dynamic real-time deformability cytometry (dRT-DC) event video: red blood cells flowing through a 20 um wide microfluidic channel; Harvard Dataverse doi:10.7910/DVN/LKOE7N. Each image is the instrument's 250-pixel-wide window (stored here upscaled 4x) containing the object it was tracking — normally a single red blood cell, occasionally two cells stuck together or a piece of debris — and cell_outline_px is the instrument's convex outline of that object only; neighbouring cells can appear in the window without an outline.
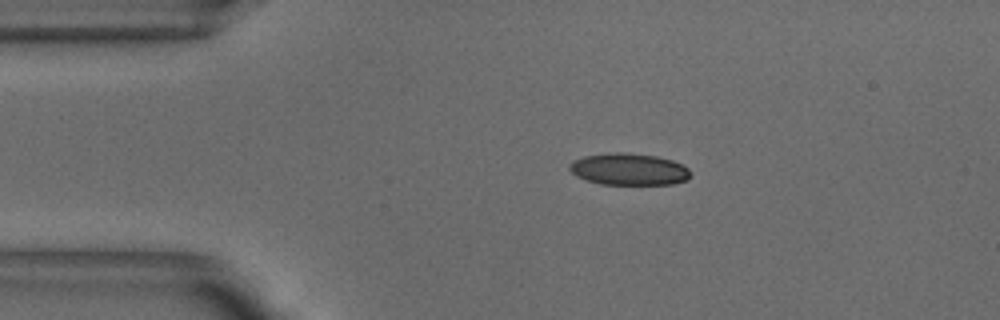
{"species": "common noctule bat (a hibernating species)", "species_latin": "Nyctalus noctula", "temperature_condition": "warm", "stored_images_in_passage": 39, "camera_frame_rate_fps": 3000, "um_per_image_px": 0.085, "animal": {"sex": "male", "body_mass_g": 18.8}, "frame": {"image": 1, "passage_image": 1, "time_ms": 0.0, "image_size_px": [1000, 320], "cell_outline_px": [[692, 176], [688, 180], [672, 184], [600, 184], [576, 176], [568, 168], [568, 164], [572, 160], [584, 156], [608, 152], [624, 152], [656, 156], [672, 160], [688, 168], [692, 172]], "centroid_in_image_um": [53.45, 14.38], "position_along_channel_um": 31.5, "area_um2": 22.66}}
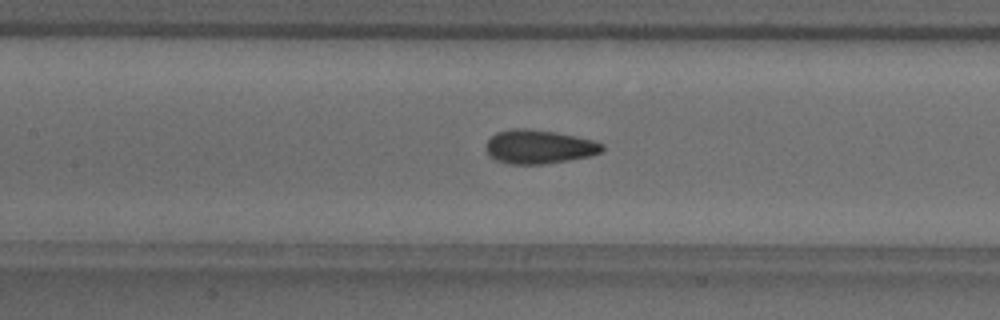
{"frame": {"image": 2, "passage_image": 14, "time_ms": 4.333, "image_size_px": [1000, 320], "cell_outline_px": [[604, 148], [600, 152], [592, 156], [544, 164], [508, 164], [496, 160], [488, 156], [484, 144], [496, 132], [516, 128], [528, 128], [556, 132], [576, 136], [592, 140], [604, 144]], "centroid_in_image_um": [45.79, 12.48], "position_along_channel_um": 161.6, "area_um2": 23.12}}
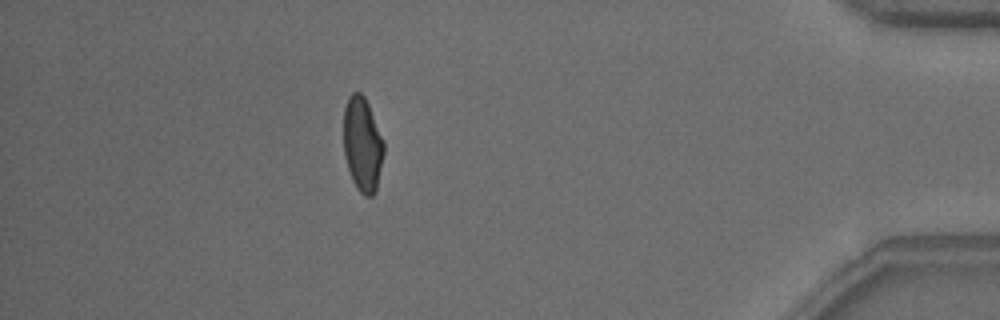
{"frame": {"image": 3, "passage_image": 37, "time_ms": 12.0, "image_size_px": [1000, 320], "cell_outline_px": [[384, 152], [376, 192], [372, 196], [364, 196], [360, 192], [352, 180], [344, 156], [344, 108], [348, 96], [352, 92], [360, 92], [364, 96], [368, 104], [384, 140]], "centroid_in_image_um": [30.81, 12.27], "position_along_channel_um": 404.4, "area_um2": 22.25}, "authors_computed_cell_mechanics": {"area_um2": 22.6576, "velocity_mm_per_s": 3.8476, "shape_relaxation_time_tau1_ms": 5.209, "shape_relaxation_time_tau2_ms": 1.1765, "deformation_change_tau1": 0.1403, "deformation_change_tau2": 0.0732}}